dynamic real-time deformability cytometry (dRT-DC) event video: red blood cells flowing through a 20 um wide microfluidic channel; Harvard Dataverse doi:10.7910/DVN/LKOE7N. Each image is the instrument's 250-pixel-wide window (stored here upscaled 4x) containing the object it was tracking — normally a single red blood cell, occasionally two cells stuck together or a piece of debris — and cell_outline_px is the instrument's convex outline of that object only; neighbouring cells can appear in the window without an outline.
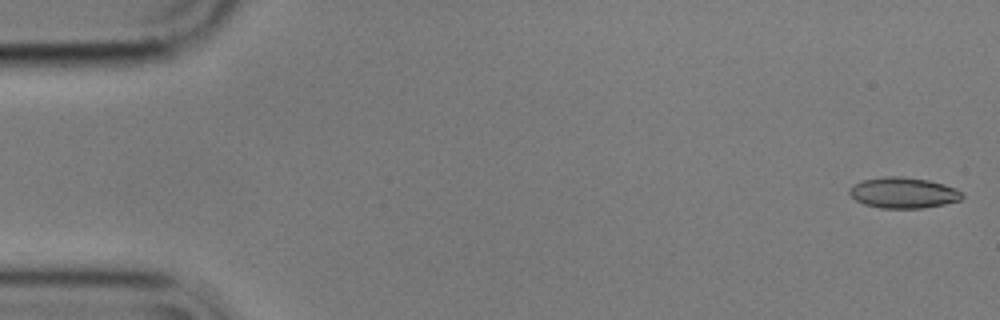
{"species": "common noctule bat (a hibernating species)", "species_latin": "Nyctalus noctula", "temperature_condition": "cold", "stored_images_in_passage": 56, "camera_frame_rate_fps": 3000, "um_per_image_px": 0.085, "animal": {"sex": "male", "body_mass_g": 17.9}, "frame": {"image": 1, "passage_image": 1, "time_ms": 0.0, "image_size_px": [1000, 320], "cell_outline_px": [[964, 196], [960, 200], [944, 204], [920, 208], [880, 208], [864, 204], [856, 200], [848, 192], [848, 188], [864, 180], [884, 176], [900, 176], [928, 180], [944, 184], [956, 188]], "centroid_in_image_um": [76.78, 16.38], "position_along_channel_um": 8.2, "area_um2": 20.11}}
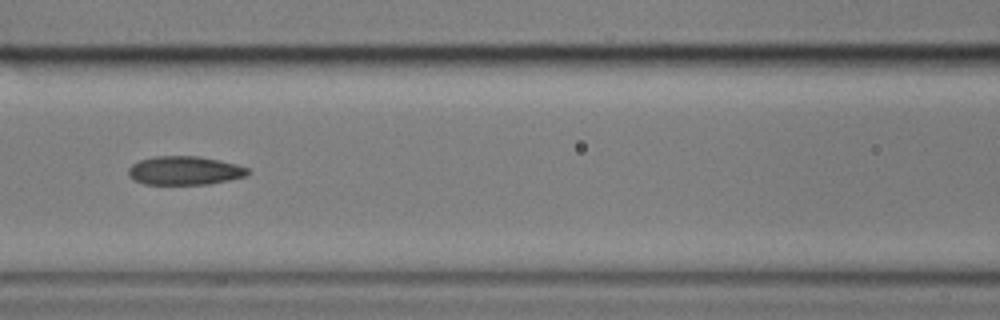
{"frame": {"image": 2, "passage_image": 24, "time_ms": 7.667, "image_size_px": [1000, 320], "cell_outline_px": [[248, 172], [244, 176], [228, 180], [208, 184], [144, 184], [132, 180], [128, 176], [128, 168], [132, 164], [140, 160], [156, 156], [200, 156], [220, 160], [236, 164], [248, 168]], "centroid_in_image_um": [15.64, 14.49], "position_along_channel_um": 151.0, "area_um2": 19.94}}
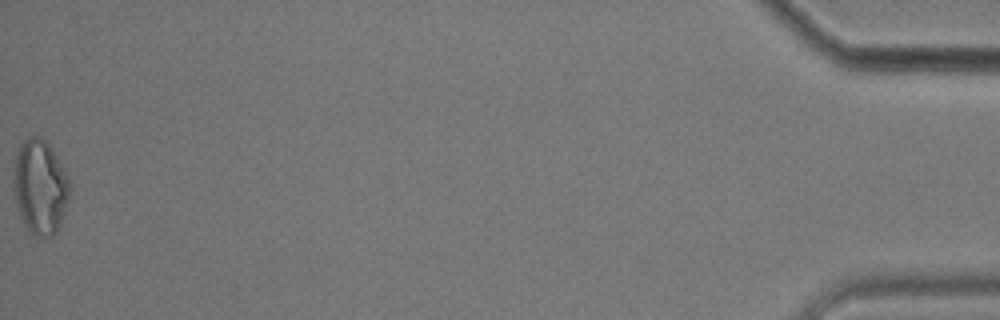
{"frame": {"image": 3, "passage_image": 56, "time_ms": 18.333, "image_size_px": [1000, 320], "cell_outline_px": [[68, 200], [60, 224], [52, 236], [36, 236], [24, 224], [16, 204], [12, 180], [16, 156], [20, 144], [28, 136], [40, 136], [48, 144], [64, 168], [68, 176]], "centroid_in_image_um": [3.38, 15.86], "position_along_channel_um": 431.8, "area_um2": 30.52}, "authors_computed_cell_mechanics": {"area_um2": 20.5768, "velocity_mm_per_s": 3.55, "shape_relaxation_time_tau1_ms": 7.1104, "shape_relaxation_time_tau2_ms": 5.4891, "deformation_change_tau1": 0.1417, "deformation_change_tau2": 0.1093}}